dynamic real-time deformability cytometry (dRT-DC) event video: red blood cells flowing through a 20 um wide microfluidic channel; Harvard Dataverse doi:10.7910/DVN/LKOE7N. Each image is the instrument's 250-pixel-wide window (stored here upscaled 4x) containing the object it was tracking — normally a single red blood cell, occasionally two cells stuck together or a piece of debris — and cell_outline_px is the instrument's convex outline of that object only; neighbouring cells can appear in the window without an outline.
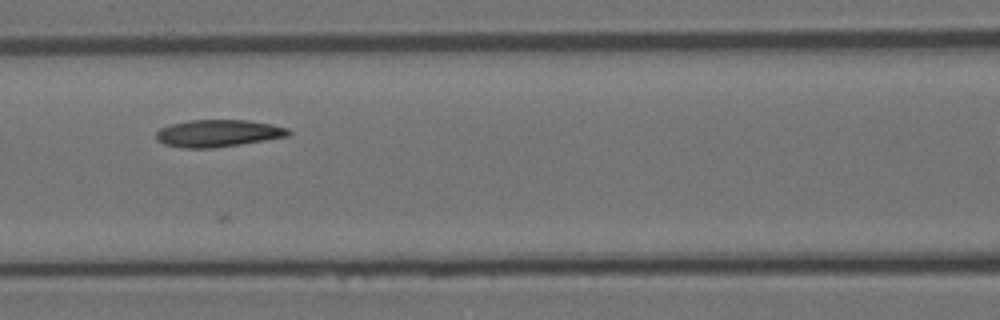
{"species": "Egyptian fruit bat (a non-hibernating species)", "species_latin": "Rousettus aegyptiacus", "temperature_condition": "room temperature", "stored_images_in_passage": 7, "camera_frame_rate_fps": 3000, "um_per_image_px": 0.085, "animal": {"sex": "female"}, "frame": {"image": 1, "passage_image": 4, "time_ms": 1.0, "image_size_px": [1000, 320], "cell_outline_px": [[292, 136], [240, 144], [212, 148], [184, 148], [164, 144], [156, 140], [156, 132], [160, 128], [172, 124], [192, 120], [248, 120], [272, 124], [288, 128], [292, 132]], "centroid_in_image_um": [18.58, 11.33], "position_along_channel_um": 148.0, "area_um2": 21.04}}
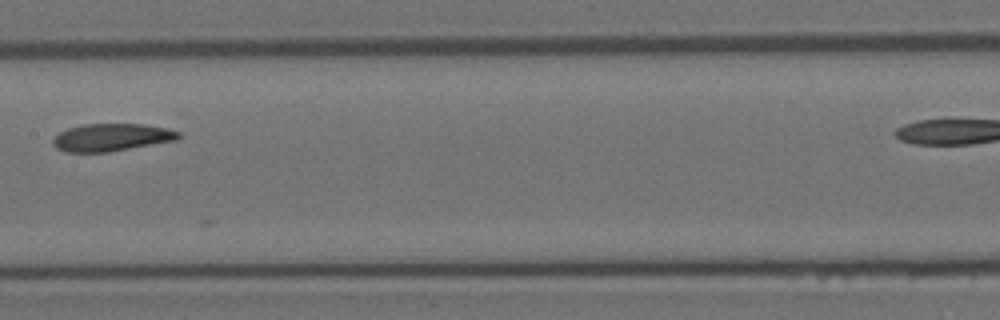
{"frame": {"image": 2, "passage_image": 5, "time_ms": 1.333, "image_size_px": [1000, 320], "cell_outline_px": [[180, 136], [176, 140], [108, 152], [64, 152], [56, 148], [52, 144], [52, 140], [60, 132], [68, 128], [84, 124], [144, 124], [168, 128], [180, 132]], "centroid_in_image_um": [9.46, 11.67], "position_along_channel_um": 197.9, "area_um2": 20.11}}